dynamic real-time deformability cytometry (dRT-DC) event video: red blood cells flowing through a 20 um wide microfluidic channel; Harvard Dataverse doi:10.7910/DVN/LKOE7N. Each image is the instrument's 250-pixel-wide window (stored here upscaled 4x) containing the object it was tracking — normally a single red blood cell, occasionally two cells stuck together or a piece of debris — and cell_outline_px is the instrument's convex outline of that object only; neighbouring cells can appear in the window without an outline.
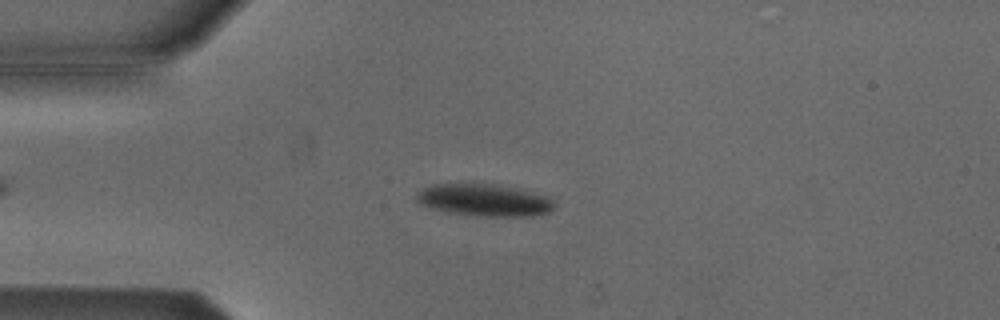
{"species": "Egyptian fruit bat (a non-hibernating species)", "species_latin": "Rousettus aegyptiacus", "temperature_condition": "cold", "stored_images_in_passage": 47, "camera_frame_rate_fps": 3000, "um_per_image_px": 0.085, "animal": {"sex": "male"}, "frame": {"image": 1, "passage_image": 11, "time_ms": 3.333, "image_size_px": [1000, 320], "cell_outline_px": [[556, 208], [548, 212], [532, 216], [480, 216], [444, 212], [420, 204], [416, 200], [416, 192], [432, 184], [492, 184], [548, 196], [552, 200]], "centroid_in_image_um": [41.12, 17.02], "position_along_channel_um": 43.9, "area_um2": 25.61}}
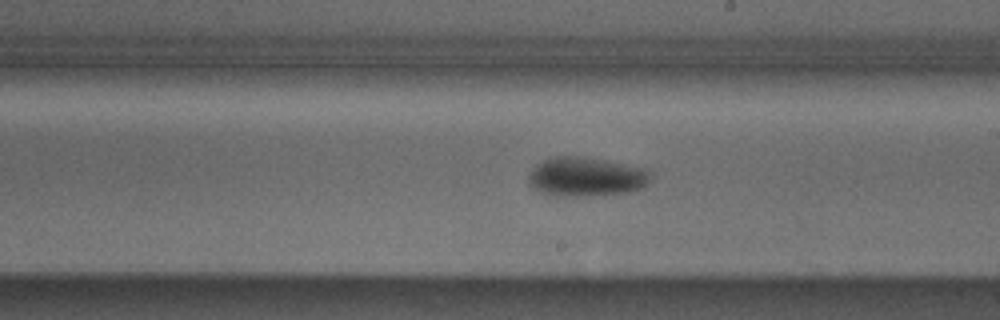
{"frame": {"image": 2, "passage_image": 28, "time_ms": 9.0, "image_size_px": [1000, 320], "cell_outline_px": [[652, 176], [644, 188], [636, 192], [584, 196], [556, 196], [540, 192], [528, 184], [528, 176], [532, 168], [536, 164], [552, 156], [580, 156], [604, 160], [648, 168], [652, 172]], "centroid_in_image_um": [49.86, 15.03], "position_along_channel_um": 239.1, "area_um2": 28.5}}
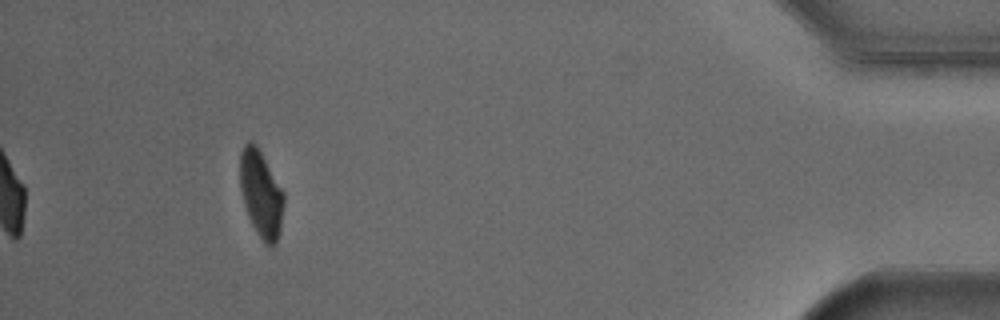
{"frame": {"image": 3, "passage_image": 47, "time_ms": 15.333, "image_size_px": [1000, 320], "cell_outline_px": [[284, 204], [280, 232], [276, 244], [272, 248], [264, 244], [256, 232], [248, 216], [244, 204], [240, 188], [240, 152], [244, 144], [248, 140], [252, 140], [256, 144], [284, 192]], "centroid_in_image_um": [22.19, 16.5], "position_along_channel_um": 413.0, "area_um2": 22.43}, "authors_computed_cell_mechanics": {"area_um2": 25.6054, "velocity_mm_per_s": 3.7985, "shape_relaxation_time_tau1_ms": 1.932, "shape_relaxation_time_tau2_ms": null, "deformation_change_tau1": 0.096, "deformation_change_tau2": null}}